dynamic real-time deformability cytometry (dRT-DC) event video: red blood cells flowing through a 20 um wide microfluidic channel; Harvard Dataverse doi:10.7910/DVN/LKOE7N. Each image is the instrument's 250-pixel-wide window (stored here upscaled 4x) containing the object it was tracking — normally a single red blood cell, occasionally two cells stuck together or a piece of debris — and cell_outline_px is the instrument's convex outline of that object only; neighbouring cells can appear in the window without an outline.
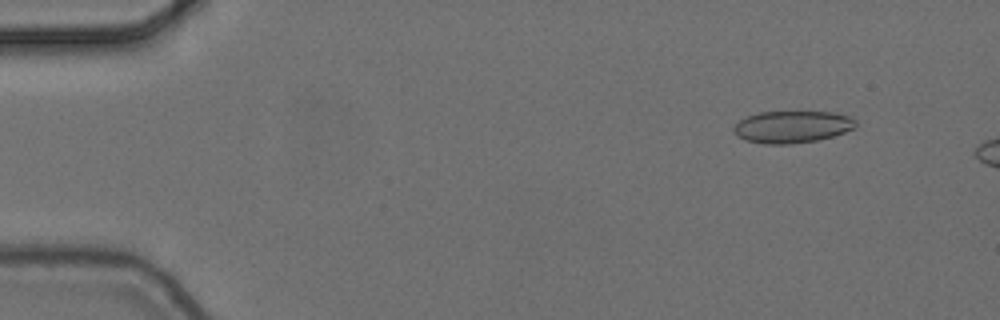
{"species": "common noctule bat (a hibernating species)", "species_latin": "Nyctalus noctula", "temperature_condition": "cold", "stored_images_in_passage": 4, "camera_frame_rate_fps": 3000, "um_per_image_px": 0.085, "animal": {"sex": "female", "body_mass_g": 24.6, "forearm_length_mm": 56.2}, "frame": {"image": 1, "passage_image": 2, "time_ms": 0.333, "image_size_px": [1000, 320], "cell_outline_px": [[856, 124], [852, 128], [844, 132], [832, 136], [816, 140], [788, 144], [764, 144], [744, 140], [736, 136], [732, 132], [732, 128], [744, 116], [760, 112], [832, 112], [852, 116], [856, 120]], "centroid_in_image_um": [67.28, 10.78], "position_along_channel_um": 17.7, "area_um2": 22.89}}